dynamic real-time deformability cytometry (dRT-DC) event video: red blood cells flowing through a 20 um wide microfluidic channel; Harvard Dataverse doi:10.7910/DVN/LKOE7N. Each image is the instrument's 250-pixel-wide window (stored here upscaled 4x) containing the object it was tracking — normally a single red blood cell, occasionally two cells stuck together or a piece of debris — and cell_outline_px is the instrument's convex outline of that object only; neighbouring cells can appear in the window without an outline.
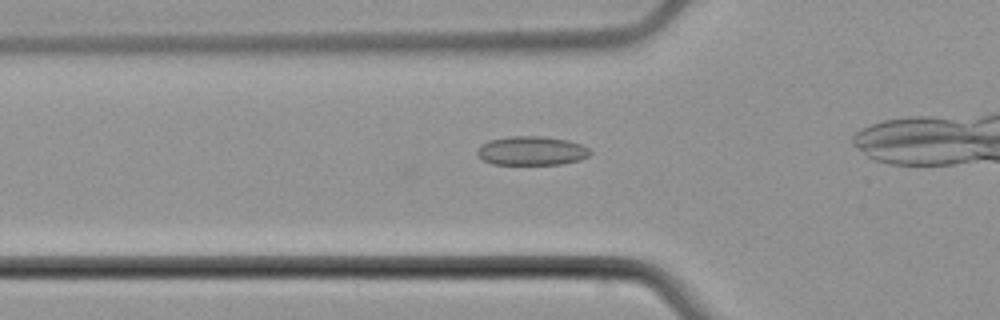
{"species": "common noctule bat (a hibernating species)", "species_latin": "Nyctalus noctula", "temperature_condition": "cold", "stored_images_in_passage": 5, "camera_frame_rate_fps": 3000, "um_per_image_px": 0.085, "animal": {"sex": "male", "body_mass_g": 21.5, "forearm_length_mm": 52.0}, "frame": {"image": 1, "passage_image": 3, "time_ms": 2.333, "image_size_px": [1000, 320], "cell_outline_px": [[592, 152], [588, 156], [580, 160], [560, 164], [492, 164], [484, 160], [476, 152], [480, 144], [488, 140], [508, 136], [544, 136], [568, 140], [580, 144], [588, 148]], "centroid_in_image_um": [45.18, 12.8], "position_along_channel_um": 80.6, "area_um2": 19.13}}